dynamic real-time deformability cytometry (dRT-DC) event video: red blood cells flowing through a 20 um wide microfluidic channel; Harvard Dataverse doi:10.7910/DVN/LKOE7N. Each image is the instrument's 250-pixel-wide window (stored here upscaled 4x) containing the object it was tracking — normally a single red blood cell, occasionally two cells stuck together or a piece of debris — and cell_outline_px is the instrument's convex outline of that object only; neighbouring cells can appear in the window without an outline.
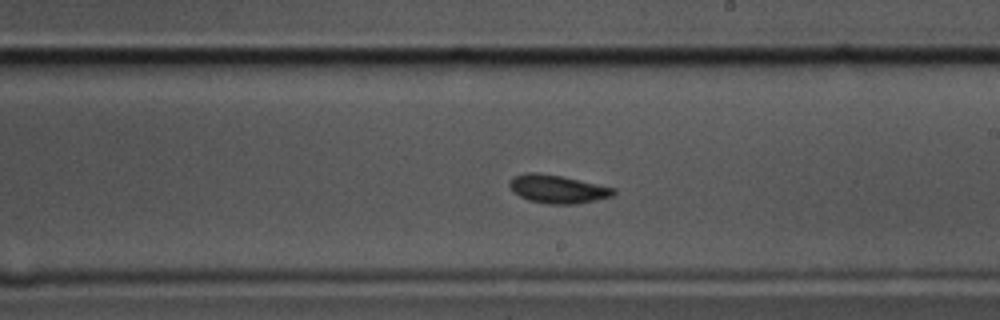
{"species": "common noctule bat (a hibernating species)", "species_latin": "Nyctalus noctula", "temperature_condition": "cold", "stored_images_in_passage": 48, "segment_of_instrument_passage": [1, 2], "camera_frame_rate_fps": 3000, "um_per_image_px": 0.085, "animal": {"sex": "male", "body_mass_g": 17.5, "forearm_length_mm": 52.3}, "frame": {"image": 1, "passage_image": 22, "time_ms": 7.0, "image_size_px": [1000, 320], "cell_outline_px": [[616, 196], [576, 204], [548, 204], [528, 200], [520, 196], [508, 184], [508, 180], [516, 176], [528, 172], [536, 172], [560, 176], [616, 188]], "centroid_in_image_um": [47.44, 16.08], "position_along_channel_um": 241.6, "area_um2": 17.05}}
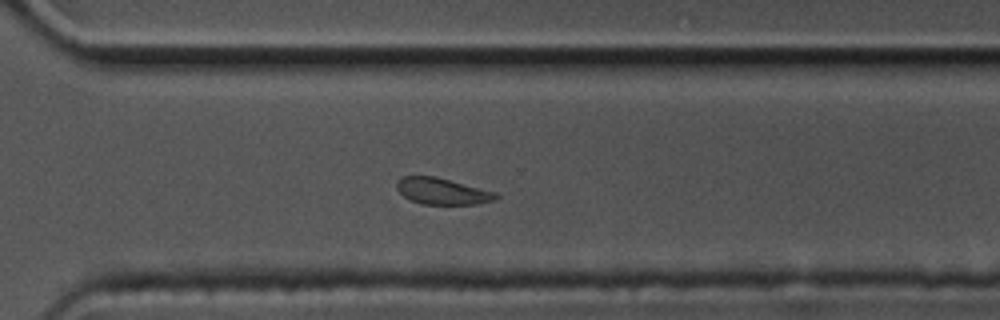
{"frame": {"image": 2, "passage_image": 30, "time_ms": 9.667, "image_size_px": [1000, 320], "cell_outline_px": [[500, 196], [496, 200], [476, 204], [424, 204], [412, 200], [404, 196], [396, 188], [396, 180], [404, 176], [436, 176], [496, 192]], "centroid_in_image_um": [37.61, 16.25], "position_along_channel_um": 333.0, "area_um2": 15.26}}
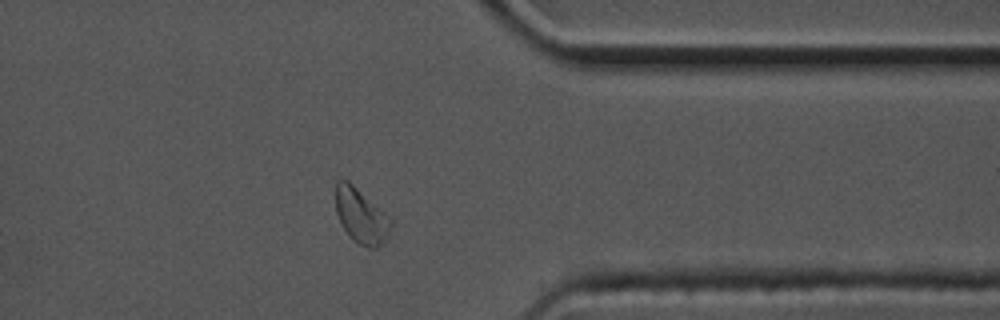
{"frame": {"image": 3, "passage_image": 35, "time_ms": 11.333, "image_size_px": [1000, 320], "cell_outline_px": [[392, 224], [384, 240], [376, 248], [368, 248], [356, 244], [348, 236], [336, 212], [336, 180], [348, 180], [392, 216]], "centroid_in_image_um": [30.71, 18.34], "position_along_channel_um": 380.7, "area_um2": 17.92}}